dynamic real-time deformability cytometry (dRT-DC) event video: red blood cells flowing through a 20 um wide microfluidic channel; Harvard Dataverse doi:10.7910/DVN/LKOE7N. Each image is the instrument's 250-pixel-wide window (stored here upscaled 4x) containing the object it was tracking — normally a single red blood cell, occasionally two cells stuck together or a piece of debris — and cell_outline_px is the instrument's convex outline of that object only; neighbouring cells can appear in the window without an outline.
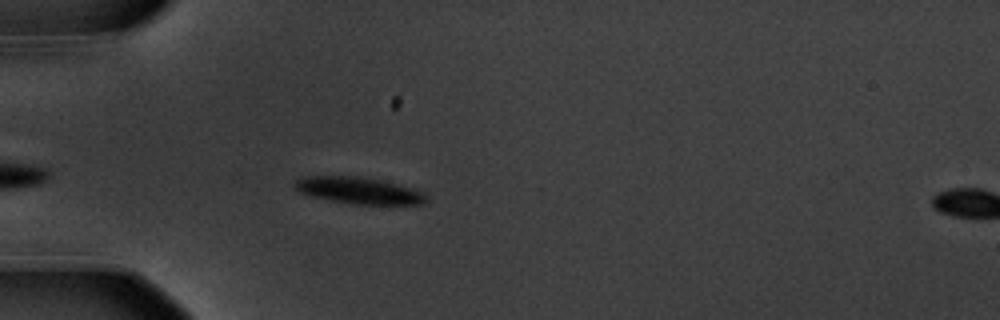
{"species": "common noctule bat (a hibernating species)", "species_latin": "Nyctalus noctula", "temperature_condition": "warm", "stored_images_in_passage": 45, "camera_frame_rate_fps": 3000, "um_per_image_px": 0.085, "animal": {"sex": "male", "body_mass_g": 20.1, "forearm_length_mm": 53.5}, "frame": {"image": 1, "passage_image": 7, "time_ms": 2.0, "image_size_px": [1000, 320], "cell_outline_px": [[428, 200], [424, 204], [352, 204], [312, 196], [300, 192], [292, 184], [296, 180], [304, 176], [356, 176], [396, 184], [424, 192], [428, 196]], "centroid_in_image_um": [30.5, 16.2], "position_along_channel_um": 54.5, "area_um2": 20.11}}
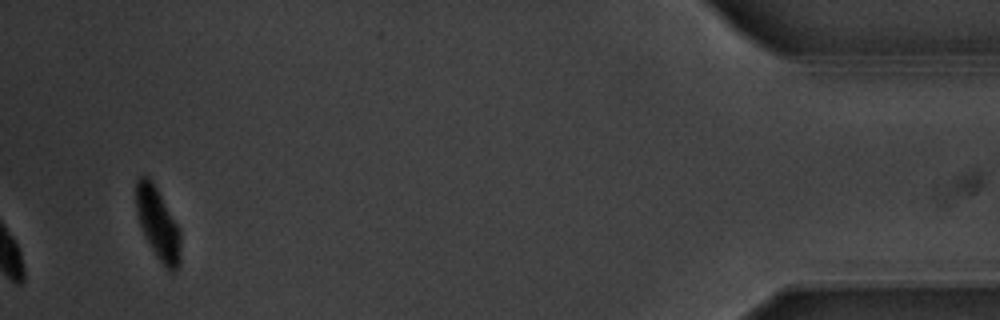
{"frame": {"image": 2, "passage_image": 45, "time_ms": 14.667, "image_size_px": [1000, 320], "cell_outline_px": [[180, 264], [172, 272], [168, 272], [156, 256], [140, 224], [136, 208], [136, 180], [140, 176], [148, 176], [152, 180], [180, 228]], "centroid_in_image_um": [13.44, 19.01], "position_along_channel_um": 421.8, "area_um2": 18.5}, "authors_computed_cell_mechanics": {"area_um2": 21.386, "velocity_mm_per_s": 3.5207, "shape_relaxation_time_tau1_ms": 0.7494, "shape_relaxation_time_tau2_ms": null, "deformation_change_tau1": 0.1559, "deformation_change_tau2": null}}